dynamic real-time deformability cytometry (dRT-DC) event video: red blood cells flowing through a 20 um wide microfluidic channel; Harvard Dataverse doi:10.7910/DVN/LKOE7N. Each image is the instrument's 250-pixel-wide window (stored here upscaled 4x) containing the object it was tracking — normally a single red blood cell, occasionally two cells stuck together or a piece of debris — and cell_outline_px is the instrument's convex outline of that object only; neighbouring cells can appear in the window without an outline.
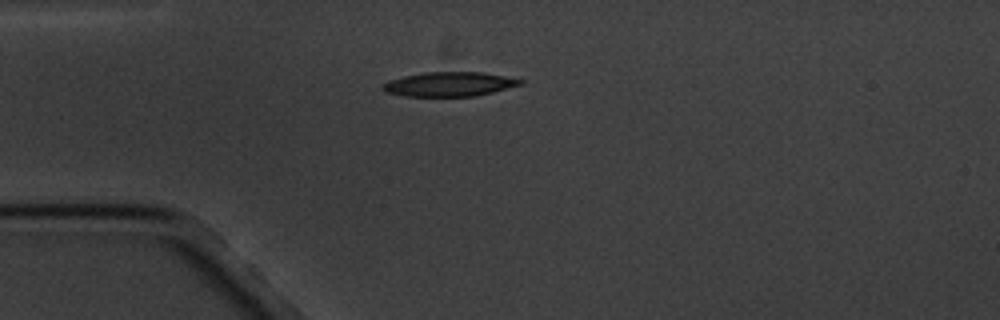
{"species": "common noctule bat (a hibernating species)", "species_latin": "Nyctalus noctula", "temperature_condition": "cold", "stored_images_in_passage": 13, "camera_frame_rate_fps": 3000, "um_per_image_px": 0.085, "animal": {"sex": "male", "body_mass_g": 20.1, "forearm_length_mm": 53.5}, "frame": {"image": 1, "passage_image": 1, "time_ms": 0.0, "image_size_px": [1000, 320], "cell_outline_px": [[524, 84], [476, 96], [404, 96], [384, 92], [380, 88], [380, 84], [388, 80], [404, 76], [424, 72], [484, 72], [524, 80]], "centroid_in_image_um": [38.15, 7.15], "position_along_channel_um": 46.9, "area_um2": 19.71}}
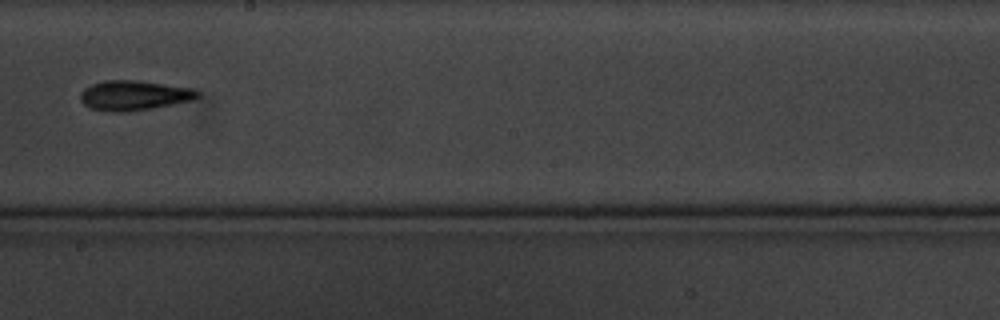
{"frame": {"image": 2, "passage_image": 6, "time_ms": 6.0, "image_size_px": [1000, 320], "cell_outline_px": [[200, 96], [192, 100], [152, 108], [124, 112], [112, 112], [92, 108], [84, 104], [80, 100], [80, 92], [84, 88], [92, 84], [104, 80], [136, 80], [192, 88], [200, 92]], "centroid_in_image_um": [11.38, 8.1], "position_along_channel_um": 236.8, "area_um2": 20.29}}
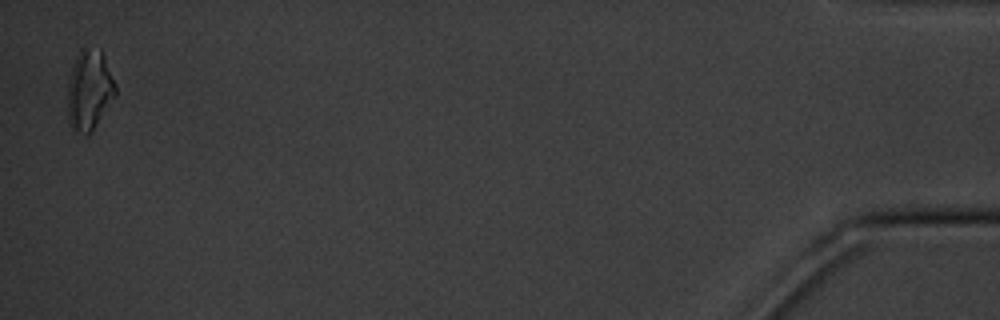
{"frame": {"image": 3, "passage_image": 13, "time_ms": 14.333, "image_size_px": [1000, 320], "cell_outline_px": [[116, 96], [92, 132], [88, 136], [84, 136], [76, 132], [68, 124], [68, 80], [72, 64], [76, 56], [84, 48], [100, 48], [104, 56], [116, 84]], "centroid_in_image_um": [7.6, 7.7], "position_along_channel_um": 427.6, "area_um2": 22.77}, "authors_computed_cell_mechanics": {"area_um2": 19.4208, "velocity_mm_per_s": 3.3879, "shape_relaxation_time_tau1_ms": 4.8266, "shape_relaxation_time_tau2_ms": null, "deformation_change_tau1": 0.1438, "deformation_change_tau2": null}}